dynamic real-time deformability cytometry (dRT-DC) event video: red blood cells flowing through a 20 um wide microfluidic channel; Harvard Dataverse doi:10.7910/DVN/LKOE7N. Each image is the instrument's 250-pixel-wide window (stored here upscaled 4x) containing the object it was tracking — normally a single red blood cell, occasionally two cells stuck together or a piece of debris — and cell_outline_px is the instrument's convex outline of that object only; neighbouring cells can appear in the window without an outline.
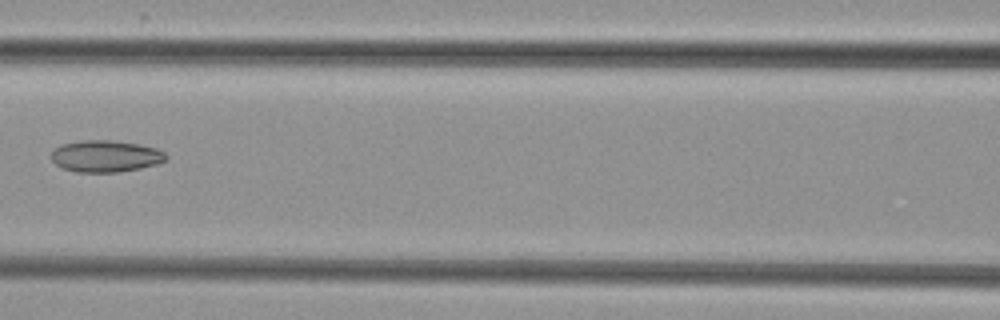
{"species": "common noctule bat (a hibernating species)", "species_latin": "Nyctalus noctula", "temperature_condition": "cold", "stored_images_in_passage": 7, "camera_frame_rate_fps": 3000, "um_per_image_px": 0.085, "animal": {"sex": "female", "body_mass_g": 29.2, "forearm_length_mm": 56.3}, "frame": {"image": 1, "passage_image": 7, "time_ms": 7.0, "image_size_px": [1000, 320], "cell_outline_px": [[168, 156], [164, 160], [156, 164], [140, 168], [120, 172], [76, 172], [60, 168], [52, 160], [52, 152], [60, 144], [80, 140], [112, 140], [140, 144], [156, 148], [164, 152]], "centroid_in_image_um": [8.95, 13.27], "position_along_channel_um": 157.6, "area_um2": 21.33}}